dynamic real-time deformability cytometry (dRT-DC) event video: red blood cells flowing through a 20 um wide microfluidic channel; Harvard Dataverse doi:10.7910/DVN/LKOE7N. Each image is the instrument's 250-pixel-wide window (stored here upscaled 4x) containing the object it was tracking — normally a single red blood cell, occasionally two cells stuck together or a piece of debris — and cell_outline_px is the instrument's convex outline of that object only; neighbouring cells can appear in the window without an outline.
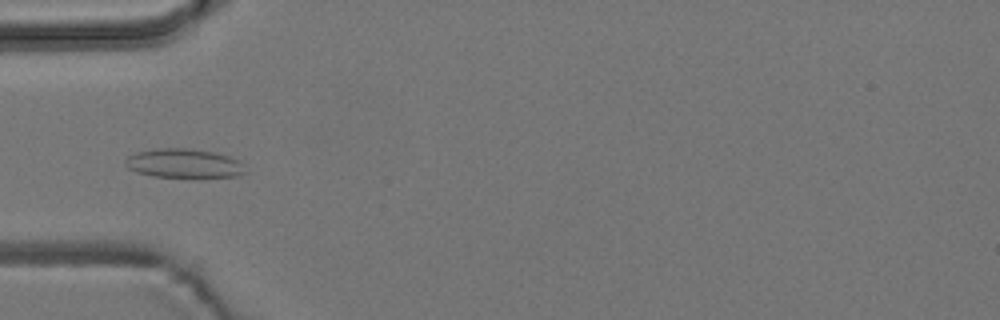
{"species": "common noctule bat (a hibernating species)", "species_latin": "Nyctalus noctula", "temperature_condition": "room temperature", "stored_images_in_passage": 8, "camera_frame_rate_fps": 3000, "um_per_image_px": 0.085, "animal": {"sex": "male", "body_mass_g": 19.2, "forearm_length_mm": 51.8}, "frame": {"image": 1, "passage_image": 6, "time_ms": 5.667, "image_size_px": [1000, 320], "cell_outline_px": [[248, 172], [240, 176], [152, 176], [136, 172], [128, 168], [124, 164], [124, 160], [128, 156], [136, 152], [160, 148], [184, 148], [212, 152], [228, 156], [236, 160]], "centroid_in_image_um": [15.57, 13.88], "position_along_channel_um": 69.4, "area_um2": 19.88}}
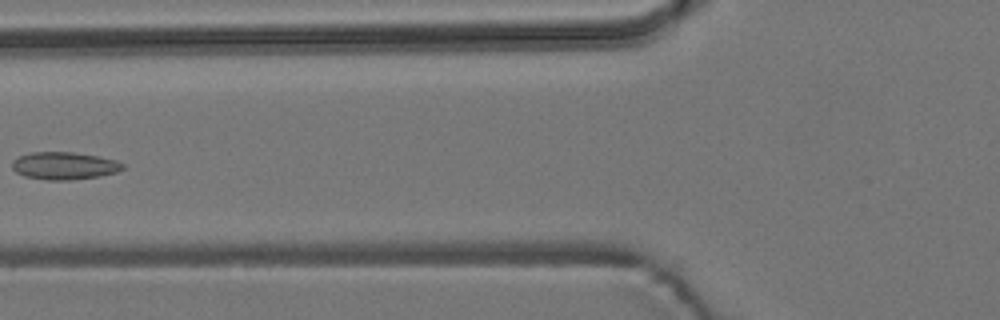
{"frame": {"image": 2, "passage_image": 7, "time_ms": 7.0, "image_size_px": [1000, 320], "cell_outline_px": [[124, 168], [116, 172], [100, 176], [72, 180], [48, 180], [24, 176], [16, 172], [12, 168], [12, 160], [28, 152], [72, 152], [96, 156], [116, 160], [124, 164]], "centroid_in_image_um": [5.44, 14.09], "position_along_channel_um": 120.4, "area_um2": 17.74}}
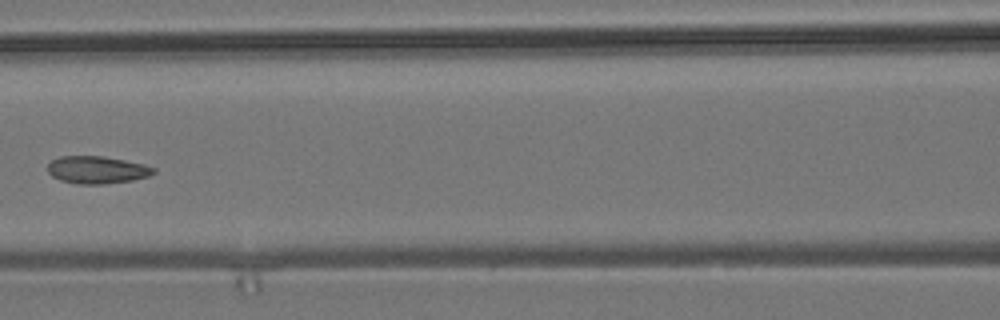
{"frame": {"image": 3, "passage_image": 8, "time_ms": 8.0, "image_size_px": [1000, 320], "cell_outline_px": [[156, 172], [148, 176], [132, 180], [104, 184], [76, 184], [60, 180], [52, 176], [48, 172], [48, 164], [52, 160], [60, 156], [104, 156], [144, 164], [156, 168]], "centroid_in_image_um": [8.24, 14.44], "position_along_channel_um": 158.4, "area_um2": 16.99}}